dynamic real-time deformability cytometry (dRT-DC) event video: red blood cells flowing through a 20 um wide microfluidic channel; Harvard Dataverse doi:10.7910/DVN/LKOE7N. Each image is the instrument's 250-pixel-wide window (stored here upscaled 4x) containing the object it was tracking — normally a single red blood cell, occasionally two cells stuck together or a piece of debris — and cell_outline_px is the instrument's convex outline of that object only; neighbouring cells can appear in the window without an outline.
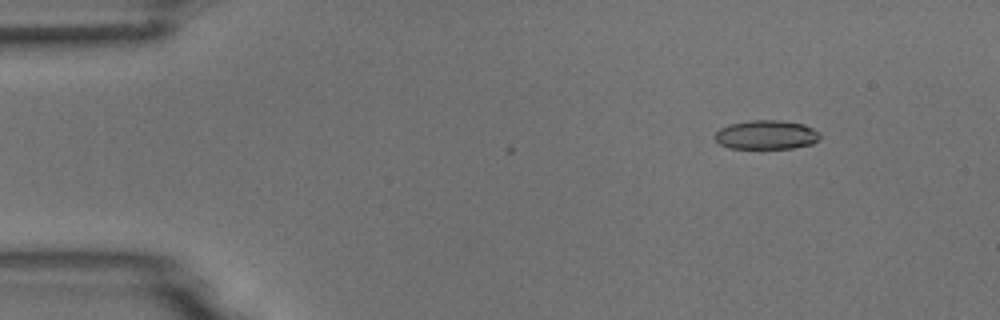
{"species": "common noctule bat (a hibernating species)", "species_latin": "Nyctalus noctula", "temperature_condition": "room temperature", "stored_images_in_passage": 3, "camera_frame_rate_fps": 3000, "um_per_image_px": 0.085, "animal": {"sex": "male", "body_mass_g": 18.8}, "frame": {"image": 1, "passage_image": 2, "time_ms": 1.0, "image_size_px": [1000, 320], "cell_outline_px": [[820, 136], [812, 144], [792, 148], [728, 148], [720, 144], [712, 136], [720, 128], [728, 124], [752, 120], [780, 120], [804, 124], [820, 132]], "centroid_in_image_um": [65.11, 11.45], "position_along_channel_um": 19.9, "area_um2": 17.86}}